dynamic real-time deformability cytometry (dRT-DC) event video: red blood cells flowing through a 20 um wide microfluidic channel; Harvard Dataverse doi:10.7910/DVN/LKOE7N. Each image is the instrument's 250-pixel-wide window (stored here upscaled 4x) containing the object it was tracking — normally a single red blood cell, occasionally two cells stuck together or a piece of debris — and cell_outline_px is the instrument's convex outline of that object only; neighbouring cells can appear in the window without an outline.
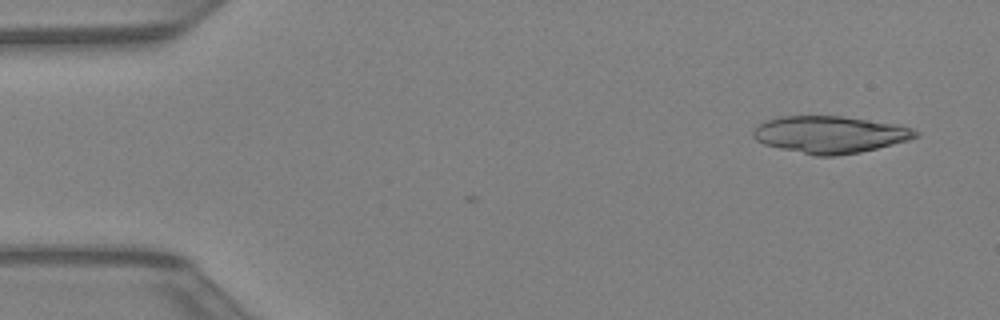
{"species": "Egyptian fruit bat (a non-hibernating species)", "species_latin": "Rousettus aegyptiacus", "temperature_condition": "warm", "stored_images_in_passage": 4, "camera_frame_rate_fps": 3000, "um_per_image_px": 0.085, "animal": {"sex": "female"}, "frame": {"image": 1, "passage_image": 2, "time_ms": 0.333, "image_size_px": [1000, 320], "cell_outline_px": [[920, 136], [908, 140], [860, 152], [832, 156], [816, 156], [780, 148], [764, 144], [756, 140], [752, 136], [752, 132], [764, 120], [780, 116], [844, 116], [900, 124], [912, 128], [920, 132]], "centroid_in_image_um": [70.57, 11.42], "position_along_channel_um": 14.4, "area_um2": 35.2}}